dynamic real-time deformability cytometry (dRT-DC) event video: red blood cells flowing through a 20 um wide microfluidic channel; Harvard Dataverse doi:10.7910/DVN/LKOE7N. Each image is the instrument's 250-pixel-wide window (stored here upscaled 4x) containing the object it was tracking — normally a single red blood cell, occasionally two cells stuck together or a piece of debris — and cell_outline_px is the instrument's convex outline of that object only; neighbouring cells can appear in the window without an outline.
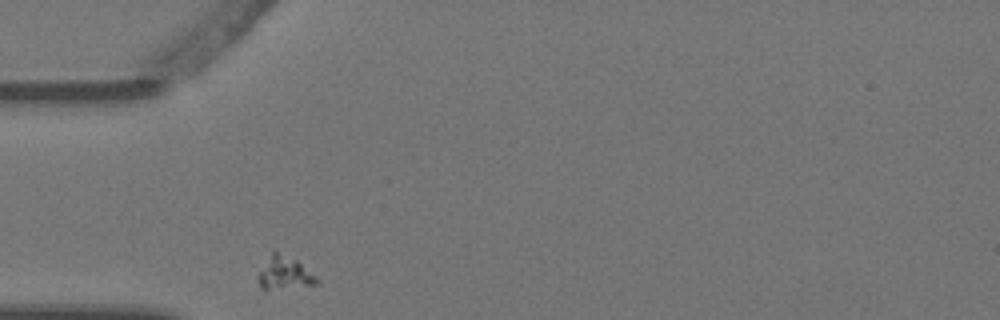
{"species": "Egyptian fruit bat (a non-hibernating species)", "species_latin": "Rousettus aegyptiacus", "temperature_condition": "warm", "stored_images_in_passage": 3, "camera_frame_rate_fps": 3000, "um_per_image_px": 0.085, "animal": {"sex": "female"}, "frame": {"image": 1, "passage_image": 1, "time_ms": 0.0, "image_size_px": [1000, 320], "cell_outline_px": [[320, 280], [316, 284], [268, 288], [260, 288], [256, 280], [256, 276], [272, 252], [276, 248], [296, 260], [316, 276]], "centroid_in_image_um": [24.14, 23.15], "position_along_channel_um": 60.9, "area_um2": 10.98}}
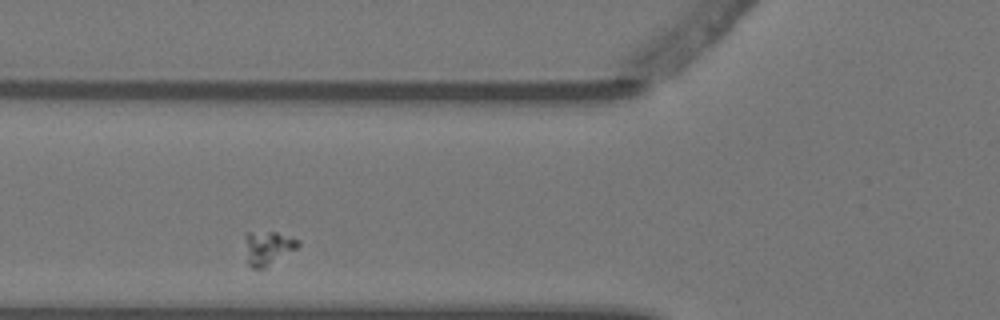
{"frame": {"image": 2, "passage_image": 2, "time_ms": 0.333, "image_size_px": [1000, 320], "cell_outline_px": [[300, 244], [296, 248], [264, 268], [252, 268], [248, 264], [244, 236], [248, 232], [276, 232], [300, 240]], "centroid_in_image_um": [22.75, 21.05], "position_along_channel_um": 103.0, "area_um2": 10.29}}
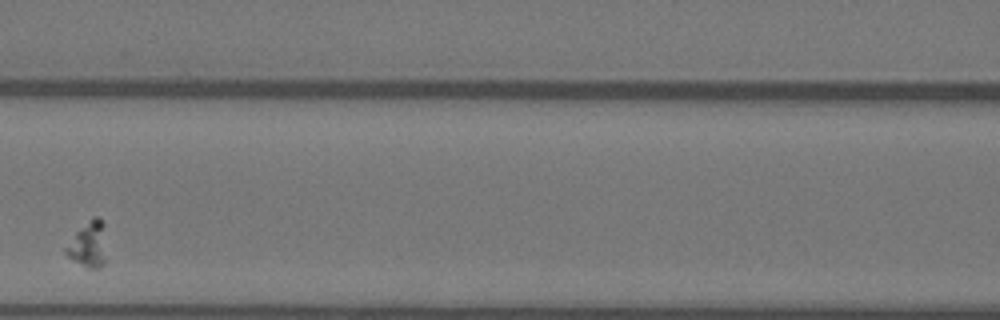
{"frame": {"image": 3, "passage_image": 3, "time_ms": 0.667, "image_size_px": [1000, 320], "cell_outline_px": [[104, 264], [96, 268], [88, 268], [72, 260], [64, 252], [64, 248], [76, 232], [92, 216], [96, 216], [104, 224]], "centroid_in_image_um": [7.48, 20.77], "position_along_channel_um": 159.1, "area_um2": 10.52}}